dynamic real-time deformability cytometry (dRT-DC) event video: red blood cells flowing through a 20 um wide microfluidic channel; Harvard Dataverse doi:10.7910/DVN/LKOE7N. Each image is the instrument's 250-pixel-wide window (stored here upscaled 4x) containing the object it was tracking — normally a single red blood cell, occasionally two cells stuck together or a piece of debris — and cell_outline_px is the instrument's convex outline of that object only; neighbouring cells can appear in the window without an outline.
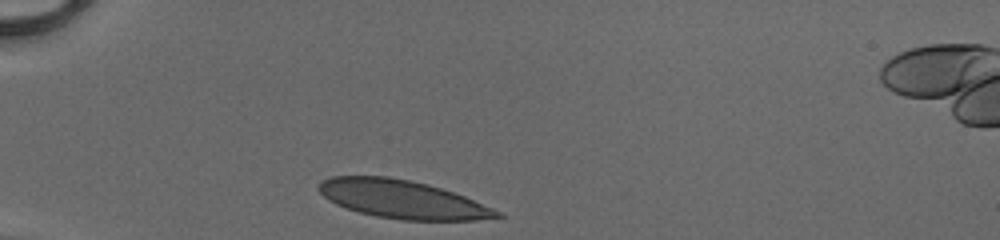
{"species": "human", "species_latin": "Homo sapiens", "temperature_condition": "cold", "stored_images_in_passage": 28, "camera_frame_rate_fps": 3000, "um_per_image_px": 0.085, "donor": {"sex": "male"}, "frame": {"image": 1, "passage_image": 1, "time_ms": 0.0, "image_size_px": [1000, 240], "cell_outline_px": [[504, 216], [476, 220], [400, 220], [376, 216], [360, 212], [336, 204], [328, 200], [320, 192], [320, 184], [324, 180], [332, 176], [388, 176], [428, 184], [464, 196], [492, 208], [500, 212]], "centroid_in_image_um": [34.2, 16.94], "position_along_channel_um": 50.8, "area_um2": 39.13}}
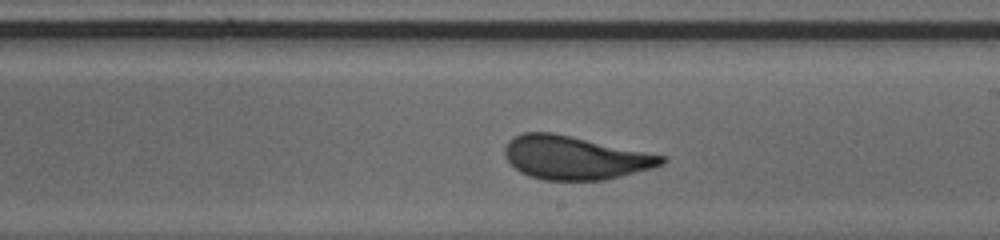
{"frame": {"image": 2, "passage_image": 17, "time_ms": 5.333, "image_size_px": [1000, 240], "cell_outline_px": [[668, 160], [664, 164], [652, 168], [604, 180], [544, 180], [528, 176], [520, 172], [508, 160], [504, 152], [504, 148], [508, 140], [524, 132], [552, 132], [668, 156]], "centroid_in_image_um": [48.89, 13.4], "position_along_channel_um": 240.1, "area_um2": 39.71}}
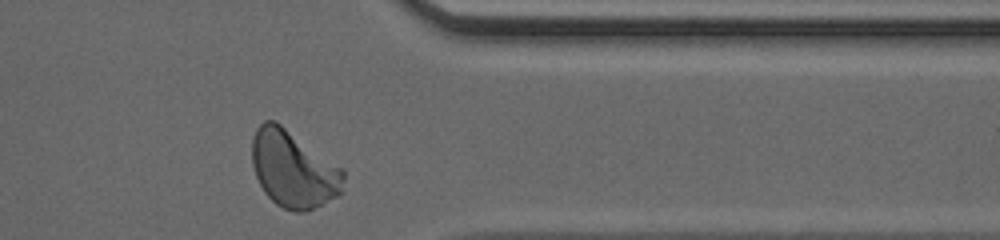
{"frame": {"image": 3, "passage_image": 28, "time_ms": 9.0, "image_size_px": [1000, 240], "cell_outline_px": [[344, 180], [340, 192], [336, 196], [304, 212], [296, 212], [284, 208], [276, 204], [264, 192], [256, 176], [252, 164], [252, 140], [256, 128], [264, 120], [276, 120], [344, 168]], "centroid_in_image_um": [24.93, 14.34], "position_along_channel_um": 386.5, "area_um2": 41.04}, "authors_computed_cell_mechanics": {"area_um2": 39.7375, "velocity_mm_per_s": 4.1184, "shape_relaxation_time_tau1_ms": 3.6936, "shape_relaxation_time_tau2_ms": null, "deformation_change_tau1": 0.1618, "deformation_change_tau2": null}}